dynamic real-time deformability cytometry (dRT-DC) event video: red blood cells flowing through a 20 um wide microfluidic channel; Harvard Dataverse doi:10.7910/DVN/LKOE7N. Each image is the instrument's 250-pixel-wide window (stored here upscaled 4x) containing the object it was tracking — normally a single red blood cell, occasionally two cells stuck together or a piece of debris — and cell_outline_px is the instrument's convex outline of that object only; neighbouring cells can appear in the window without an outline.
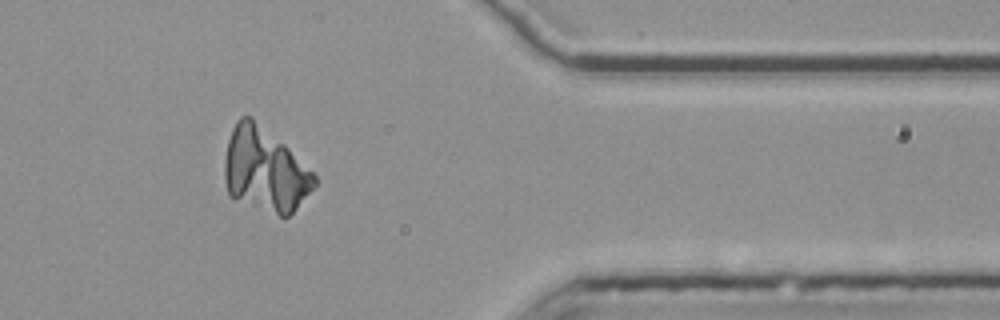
{"species": "common noctule bat (a hibernating species)", "species_latin": "Nyctalus noctula", "temperature_condition": "room temperature", "stored_images_in_passage": 35, "camera_frame_rate_fps": 3000, "um_per_image_px": 0.085, "animal": {"sex": "female", "body_mass_g": 25.1}, "frame": {"image": 1, "passage_image": 30, "time_ms": 9.667, "image_size_px": [1000, 320], "cell_outline_px": [[316, 184], [292, 212], [288, 216], [280, 216], [232, 196], [228, 192], [224, 172], [224, 168], [228, 140], [240, 116], [248, 116], [312, 172], [316, 176]], "centroid_in_image_um": [22.49, 14.49], "position_along_channel_um": 388.9, "area_um2": 41.44}}